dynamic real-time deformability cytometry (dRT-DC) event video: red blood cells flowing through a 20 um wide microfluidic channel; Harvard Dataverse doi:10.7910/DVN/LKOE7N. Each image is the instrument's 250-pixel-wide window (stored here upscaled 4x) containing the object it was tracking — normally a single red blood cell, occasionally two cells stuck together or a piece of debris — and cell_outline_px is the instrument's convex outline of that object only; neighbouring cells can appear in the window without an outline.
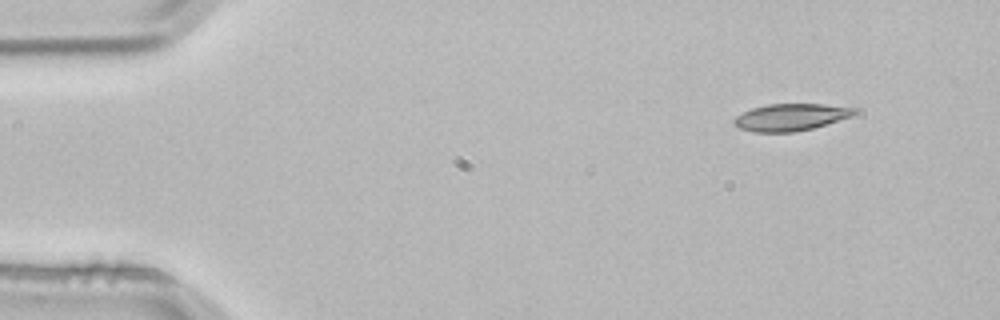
{"species": "common noctule bat (a hibernating species)", "species_latin": "Nyctalus noctula", "temperature_condition": "room temperature", "stored_images_in_passage": 3, "camera_frame_rate_fps": 3000, "um_per_image_px": 0.085, "animal": {"sex": "male", "body_mass_g": 21.5, "forearm_length_mm": 52.0}, "frame": {"image": 1, "passage_image": 1, "time_ms": 0.0, "image_size_px": [1000, 320], "cell_outline_px": [[856, 112], [852, 116], [812, 128], [796, 132], [752, 132], [740, 128], [732, 124], [732, 120], [736, 116], [752, 108], [768, 104], [820, 104], [856, 108]], "centroid_in_image_um": [67.16, 9.96], "position_along_channel_um": 17.8, "area_um2": 18.84}}
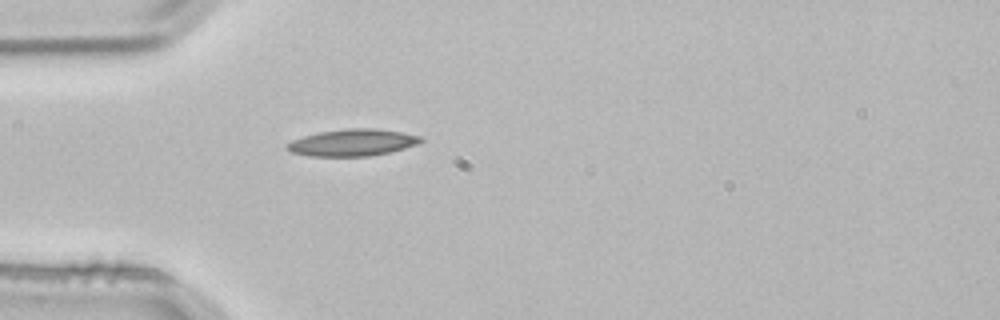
{"frame": {"image": 2, "passage_image": 3, "time_ms": 0.667, "image_size_px": [1000, 320], "cell_outline_px": [[424, 140], [416, 144], [404, 148], [388, 152], [368, 156], [308, 156], [292, 152], [284, 144], [292, 140], [304, 136], [320, 132], [348, 128], [372, 128], [400, 132], [420, 136]], "centroid_in_image_um": [29.93, 12.12], "position_along_channel_um": 55.1, "area_um2": 20.63}}